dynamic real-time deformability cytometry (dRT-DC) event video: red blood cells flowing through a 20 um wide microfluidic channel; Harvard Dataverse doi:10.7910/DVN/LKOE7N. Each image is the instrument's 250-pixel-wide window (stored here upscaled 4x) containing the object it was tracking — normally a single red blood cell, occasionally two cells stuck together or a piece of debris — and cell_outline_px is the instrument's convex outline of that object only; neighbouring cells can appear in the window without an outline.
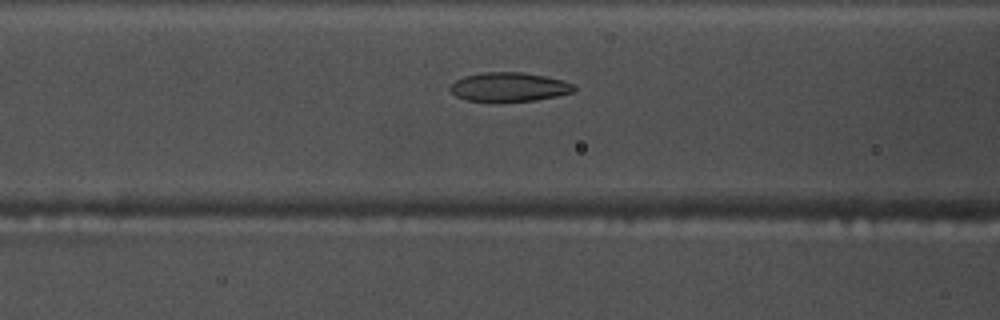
{"species": "common noctule bat (a hibernating species)", "species_latin": "Nyctalus noctula", "temperature_condition": "warm", "stored_images_in_passage": 54, "camera_frame_rate_fps": 3000, "um_per_image_px": 0.085, "animal": {"sex": "male", "body_mass_g": 17.5, "forearm_length_mm": 52.3}, "frame": {"image": 1, "passage_image": 21, "time_ms": 6.667, "image_size_px": [1000, 320], "cell_outline_px": [[576, 88], [572, 92], [556, 96], [536, 100], [496, 104], [464, 100], [456, 96], [448, 88], [456, 80], [464, 76], [484, 72], [520, 72], [544, 76], [560, 80], [572, 84]], "centroid_in_image_um": [43.19, 7.44], "position_along_channel_um": 123.4, "area_um2": 21.44}}
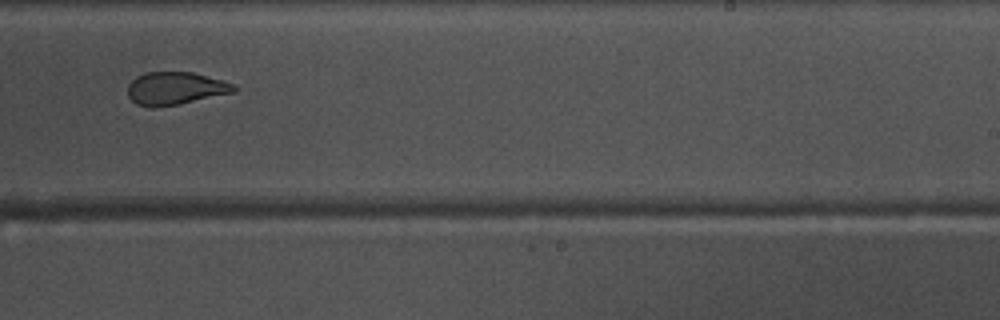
{"frame": {"image": 2, "passage_image": 33, "time_ms": 10.667, "image_size_px": [1000, 320], "cell_outline_px": [[236, 92], [156, 108], [148, 108], [136, 104], [128, 96], [128, 84], [136, 76], [148, 72], [192, 72], [224, 80], [236, 84]], "centroid_in_image_um": [14.9, 7.51], "position_along_channel_um": 274.1, "area_um2": 20.4}}
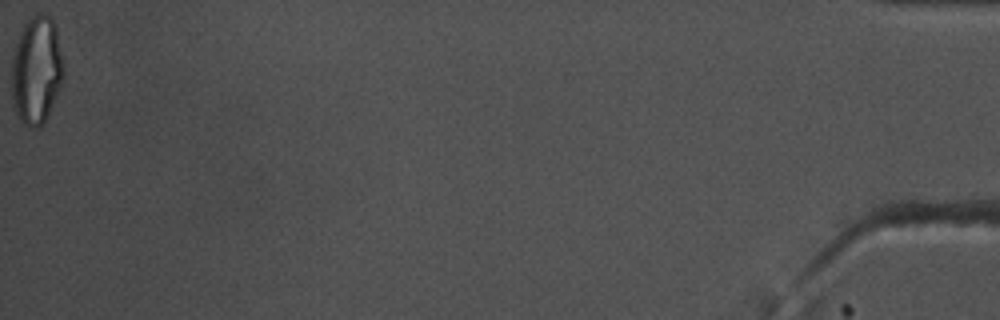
{"frame": {"image": 3, "passage_image": 54, "time_ms": 17.667, "image_size_px": [1000, 320], "cell_outline_px": [[64, 76], [56, 96], [40, 128], [28, 128], [24, 124], [16, 112], [12, 104], [12, 48], [24, 24], [36, 12], [44, 12], [56, 24], [64, 68]], "centroid_in_image_um": [3.09, 5.92], "position_along_channel_um": 432.1, "area_um2": 33.0}, "authors_computed_cell_mechanics": {"area_um2": 22.3397, "velocity_mm_per_s": 3.7792, "shape_relaxation_time_tau1_ms": 10.2664, "shape_relaxation_time_tau2_ms": 1.6451, "deformation_change_tau1": 0.2402, "deformation_change_tau2": 0.0908}}